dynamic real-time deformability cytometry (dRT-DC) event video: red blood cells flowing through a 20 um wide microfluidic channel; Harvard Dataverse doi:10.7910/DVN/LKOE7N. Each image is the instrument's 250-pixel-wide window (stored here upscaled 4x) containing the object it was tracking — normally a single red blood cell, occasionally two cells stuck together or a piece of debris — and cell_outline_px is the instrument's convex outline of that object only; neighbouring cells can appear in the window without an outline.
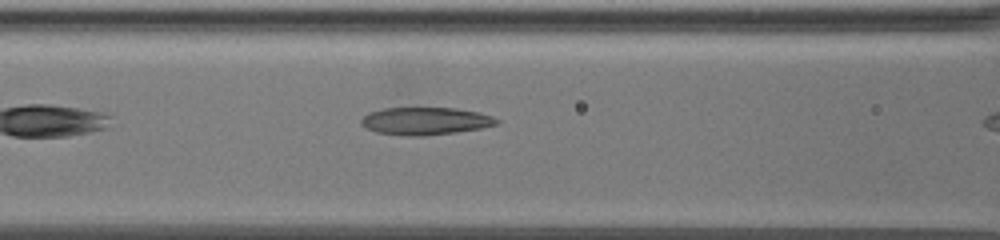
{"species": "common noctule bat (a hibernating species)", "species_latin": "Nyctalus noctula", "temperature_condition": "warm", "stored_images_in_passage": 22, "camera_frame_rate_fps": 3000, "um_per_image_px": 0.085, "animal": {"sex": "female", "body_mass_g": 19.5, "forearm_length_mm": 54.1}, "frame": {"image": 1, "passage_image": 4, "time_ms": 1.0, "image_size_px": [1000, 240], "cell_outline_px": [[500, 124], [480, 128], [456, 132], [424, 136], [404, 136], [376, 132], [360, 124], [360, 120], [368, 112], [384, 108], [456, 108], [480, 112], [492, 116], [500, 120]], "centroid_in_image_um": [36.17, 10.29], "position_along_channel_um": 130.4, "area_um2": 21.91}}
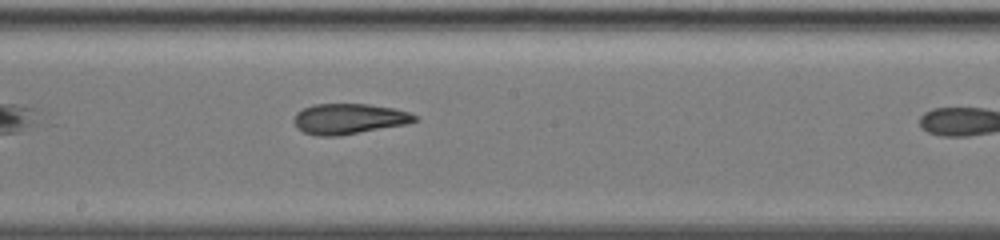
{"frame": {"image": 2, "passage_image": 13, "time_ms": 4.0, "image_size_px": [1000, 240], "cell_outline_px": [[420, 120], [408, 124], [340, 136], [316, 136], [304, 132], [296, 128], [292, 120], [296, 112], [312, 104], [368, 104], [392, 108], [408, 112], [420, 116]], "centroid_in_image_um": [29.67, 10.11], "position_along_channel_um": 218.5, "area_um2": 21.85}}